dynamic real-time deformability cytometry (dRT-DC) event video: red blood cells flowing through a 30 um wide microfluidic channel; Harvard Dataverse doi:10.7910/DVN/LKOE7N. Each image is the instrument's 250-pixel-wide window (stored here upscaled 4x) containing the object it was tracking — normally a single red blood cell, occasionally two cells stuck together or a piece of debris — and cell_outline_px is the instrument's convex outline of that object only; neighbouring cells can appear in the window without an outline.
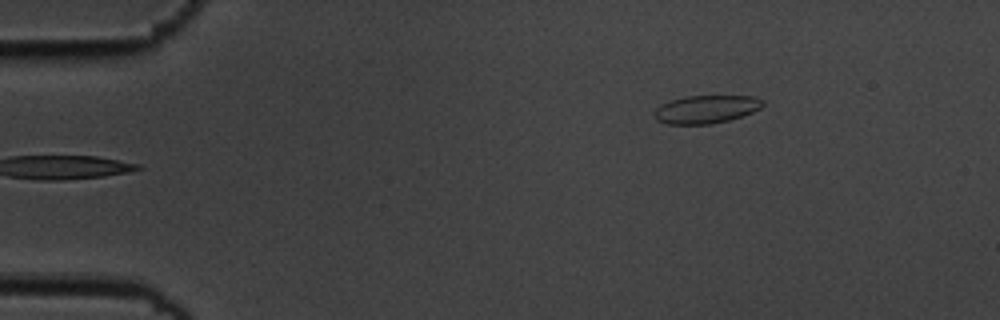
{"species": "common noctule bat (a hibernating species)", "species_latin": "Nyctalus noctula", "temperature_condition": "cold", "stored_images_in_passage": 5, "camera_frame_rate_fps": 3000, "um_per_image_px": 0.085, "animal": {"sex": "male", "body_mass_g": 19.5, "forearm_length_mm": 54.6}, "frame": {"image": 1, "passage_image": 5, "time_ms": 1.333, "image_size_px": [1000, 320], "cell_outline_px": [[764, 104], [760, 108], [752, 112], [728, 120], [712, 124], [668, 124], [656, 120], [652, 116], [652, 112], [660, 104], [684, 96], [752, 96], [764, 100]], "centroid_in_image_um": [59.97, 9.29], "position_along_channel_um": 25.0, "area_um2": 17.8}}